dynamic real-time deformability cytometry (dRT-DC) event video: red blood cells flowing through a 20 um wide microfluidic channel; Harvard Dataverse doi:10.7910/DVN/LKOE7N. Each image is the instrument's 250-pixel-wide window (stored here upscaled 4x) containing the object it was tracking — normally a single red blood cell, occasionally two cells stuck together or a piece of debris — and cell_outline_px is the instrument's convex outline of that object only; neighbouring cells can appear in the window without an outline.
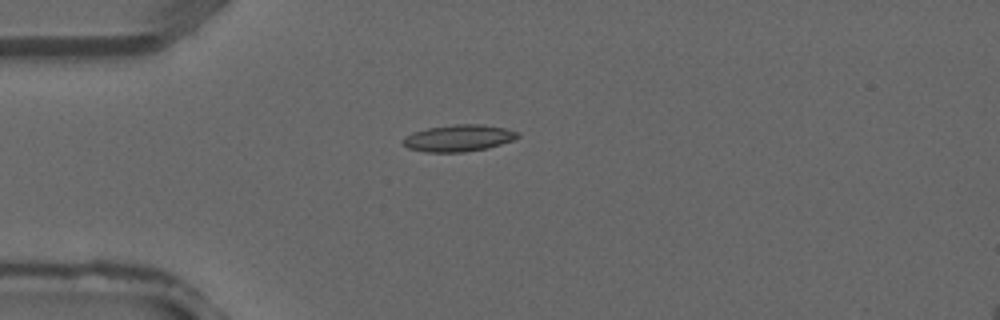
{"species": "common noctule bat (a hibernating species)", "species_latin": "Nyctalus noctula", "temperature_condition": "warm", "stored_images_in_passage": 4, "camera_frame_rate_fps": 3000, "um_per_image_px": 0.085, "animal": {"sex": "male", "forearm_length_mm": 52.5}, "frame": {"image": 1, "passage_image": 4, "time_ms": 1.0, "image_size_px": [1000, 320], "cell_outline_px": [[520, 136], [512, 140], [488, 148], [464, 152], [424, 152], [408, 148], [400, 140], [404, 136], [412, 132], [428, 128], [456, 124], [484, 124], [504, 128], [520, 132]], "centroid_in_image_um": [38.96, 11.73], "position_along_channel_um": 46.0, "area_um2": 17.98}}